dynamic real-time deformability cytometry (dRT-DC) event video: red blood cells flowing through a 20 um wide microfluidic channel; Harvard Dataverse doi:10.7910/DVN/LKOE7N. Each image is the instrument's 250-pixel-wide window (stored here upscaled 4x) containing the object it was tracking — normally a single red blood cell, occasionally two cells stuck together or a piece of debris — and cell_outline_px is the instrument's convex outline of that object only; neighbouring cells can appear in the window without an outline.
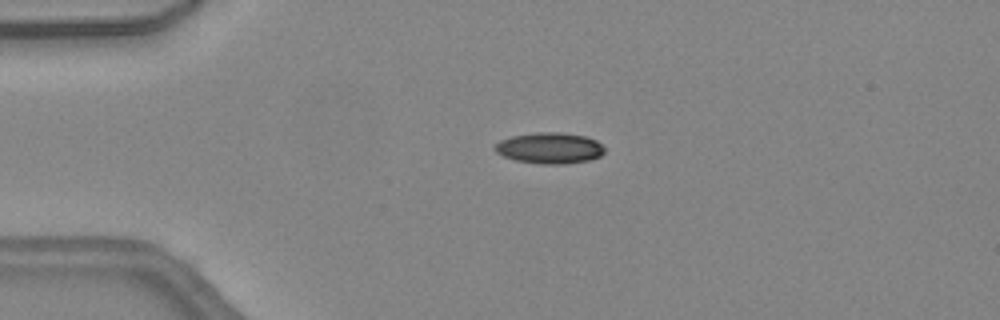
{"species": "common noctule bat (a hibernating species)", "species_latin": "Nyctalus noctula", "temperature_condition": "warm", "stored_images_in_passage": 36, "camera_frame_rate_fps": 3000, "um_per_image_px": 0.085, "animal": {"sex": "female", "body_mass_g": 24.6, "forearm_length_mm": 56.2}, "frame": {"image": 1, "passage_image": 1, "time_ms": 0.0, "image_size_px": [1000, 320], "cell_outline_px": [[604, 152], [600, 156], [588, 160], [564, 164], [540, 164], [516, 160], [504, 156], [496, 152], [492, 148], [500, 140], [512, 136], [536, 132], [560, 132], [584, 136], [596, 140], [604, 148]], "centroid_in_image_um": [46.7, 12.58], "position_along_channel_um": 38.3, "area_um2": 19.77}}
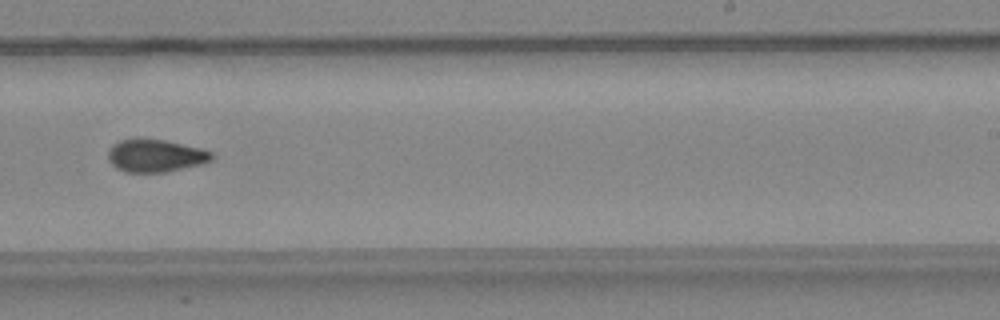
{"frame": {"image": 2, "passage_image": 19, "time_ms": 6.0, "image_size_px": [1000, 320], "cell_outline_px": [[212, 160], [200, 164], [164, 172], [124, 172], [116, 168], [108, 160], [108, 148], [112, 144], [120, 140], [136, 136], [140, 136], [164, 140], [200, 148], [212, 152]], "centroid_in_image_um": [13.13, 13.2], "position_along_channel_um": 275.9, "area_um2": 20.06}}
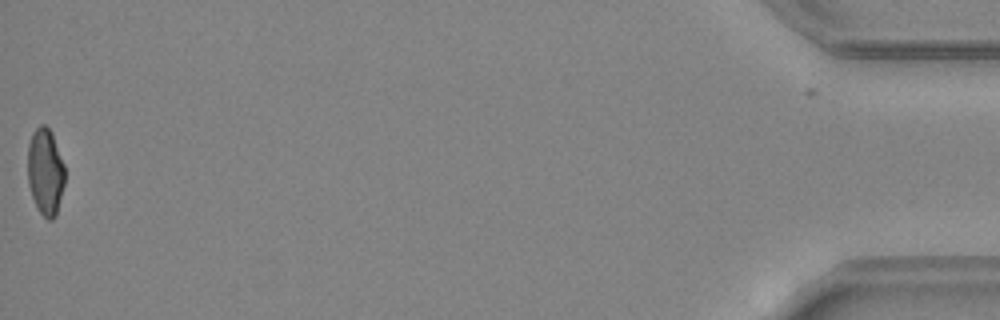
{"frame": {"image": 3, "passage_image": 36, "time_ms": 11.667, "image_size_px": [1000, 320], "cell_outline_px": [[64, 184], [56, 216], [52, 220], [48, 220], [36, 208], [28, 184], [28, 144], [32, 132], [40, 124], [44, 124], [52, 132], [64, 164]], "centroid_in_image_um": [3.85, 14.59], "position_along_channel_um": 431.4, "area_um2": 18.9}, "authors_computed_cell_mechanics": {"area_um2": 19.8254, "velocity_mm_per_s": 4.5242, "shape_relaxation_time_tau1_ms": null, "shape_relaxation_time_tau2_ms": 4.1455, "deformation_change_tau1": null, "deformation_change_tau2": 0.1096}}